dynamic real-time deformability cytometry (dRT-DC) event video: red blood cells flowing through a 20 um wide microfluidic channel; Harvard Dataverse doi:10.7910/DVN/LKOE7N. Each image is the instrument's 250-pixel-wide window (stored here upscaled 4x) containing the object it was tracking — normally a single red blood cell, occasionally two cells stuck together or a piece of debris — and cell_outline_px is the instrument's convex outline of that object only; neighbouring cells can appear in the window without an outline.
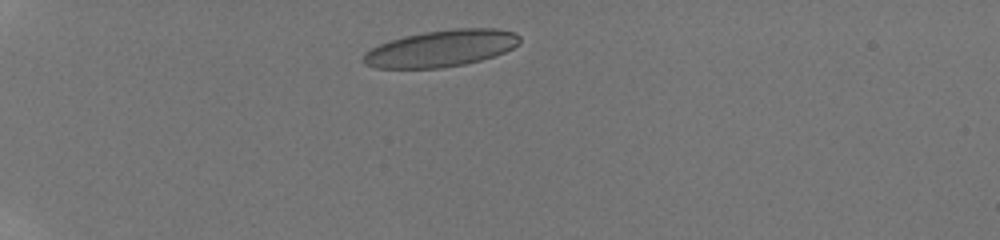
{"species": "human", "species_latin": "Homo sapiens", "temperature_condition": "room temperature", "stored_images_in_passage": 27, "camera_frame_rate_fps": 3000, "um_per_image_px": 0.085, "donor": {"sex": "male"}, "frame": {"image": 1, "passage_image": 2, "time_ms": 1.0, "image_size_px": [1000, 240], "cell_outline_px": [[520, 44], [504, 52], [480, 60], [464, 64], [440, 68], [376, 68], [364, 64], [360, 60], [372, 48], [380, 44], [404, 36], [424, 32], [456, 28], [492, 28], [516, 32], [520, 36]], "centroid_in_image_um": [37.52, 4.11], "position_along_channel_um": 47.5, "area_um2": 33.23}}
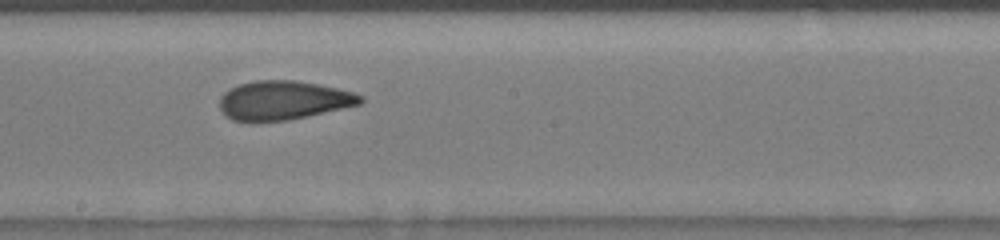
{"frame": {"image": 2, "passage_image": 11, "time_ms": 6.667, "image_size_px": [1000, 240], "cell_outline_px": [[364, 100], [360, 104], [308, 116], [288, 120], [232, 120], [224, 116], [220, 108], [220, 96], [224, 92], [240, 84], [252, 80], [296, 80], [336, 88], [352, 92], [364, 96]], "centroid_in_image_um": [24.08, 8.51], "position_along_channel_um": 224.1, "area_um2": 31.67}}
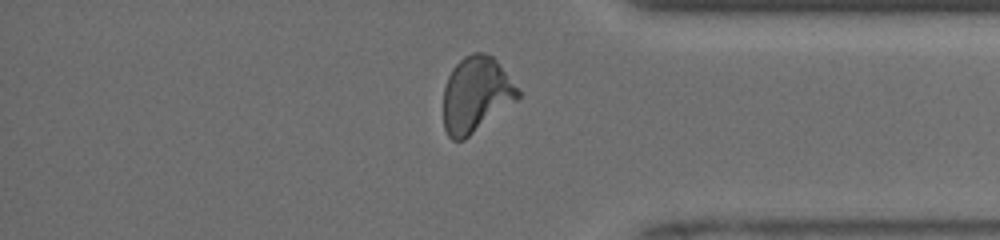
{"frame": {"image": 3, "passage_image": 22, "time_ms": 11.0, "image_size_px": [1000, 240], "cell_outline_px": [[520, 96], [516, 100], [464, 140], [452, 140], [448, 136], [444, 128], [444, 88], [448, 76], [452, 68], [464, 56], [472, 52], [484, 52], [492, 56], [496, 60], [520, 92]], "centroid_in_image_um": [40.43, 8.03], "position_along_channel_um": 394.8, "area_um2": 32.43}, "authors_computed_cell_mechanics": {"area_um2": 32.079, "velocity_mm_per_s": 4.0765, "shape_relaxation_time_tau1_ms": 7.4141, "shape_relaxation_time_tau2_ms": 0.9491, "deformation_change_tau1": 0.1833, "deformation_change_tau2": 0.0565}}